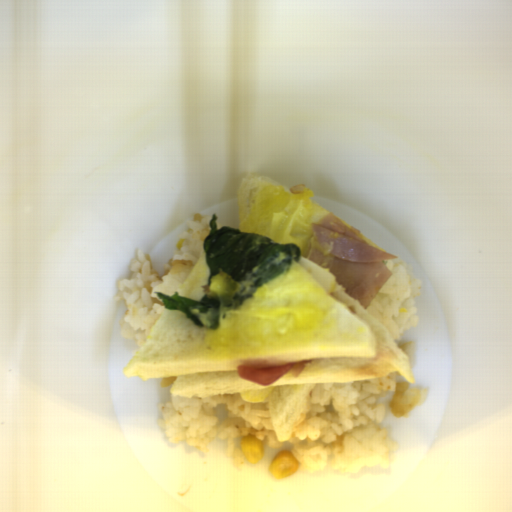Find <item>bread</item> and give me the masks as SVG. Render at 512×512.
I'll return each instance as SVG.
<instances>
[{
  "mask_svg": "<svg viewBox=\"0 0 512 512\" xmlns=\"http://www.w3.org/2000/svg\"><path fill=\"white\" fill-rule=\"evenodd\" d=\"M266 284L263 308L301 302L327 306L326 317L314 337L293 347L270 349L257 357H219L208 351L207 329L180 311L165 307L149 336L126 364L123 376L143 377L145 381L175 377L169 393L197 399L290 384L378 380L392 373L416 383L407 353L372 317L368 307L364 309L345 292L344 285L338 283L333 292L327 293L299 262ZM304 360H311L312 364L298 378L288 371L267 386L241 379L236 373L239 365L272 368Z\"/></svg>",
  "mask_w": 512,
  "mask_h": 512,
  "instance_id": "bread-1",
  "label": "bread"
},
{
  "mask_svg": "<svg viewBox=\"0 0 512 512\" xmlns=\"http://www.w3.org/2000/svg\"><path fill=\"white\" fill-rule=\"evenodd\" d=\"M211 269L206 263V252L202 251L186 281L178 292V296L201 301L206 294L205 285Z\"/></svg>",
  "mask_w": 512,
  "mask_h": 512,
  "instance_id": "bread-3",
  "label": "bread"
},
{
  "mask_svg": "<svg viewBox=\"0 0 512 512\" xmlns=\"http://www.w3.org/2000/svg\"><path fill=\"white\" fill-rule=\"evenodd\" d=\"M313 190L294 192L265 175L248 173L238 188L239 231L255 232L277 244H296L306 257L318 224L329 211L312 199Z\"/></svg>",
  "mask_w": 512,
  "mask_h": 512,
  "instance_id": "bread-2",
  "label": "bread"
}]
</instances>
